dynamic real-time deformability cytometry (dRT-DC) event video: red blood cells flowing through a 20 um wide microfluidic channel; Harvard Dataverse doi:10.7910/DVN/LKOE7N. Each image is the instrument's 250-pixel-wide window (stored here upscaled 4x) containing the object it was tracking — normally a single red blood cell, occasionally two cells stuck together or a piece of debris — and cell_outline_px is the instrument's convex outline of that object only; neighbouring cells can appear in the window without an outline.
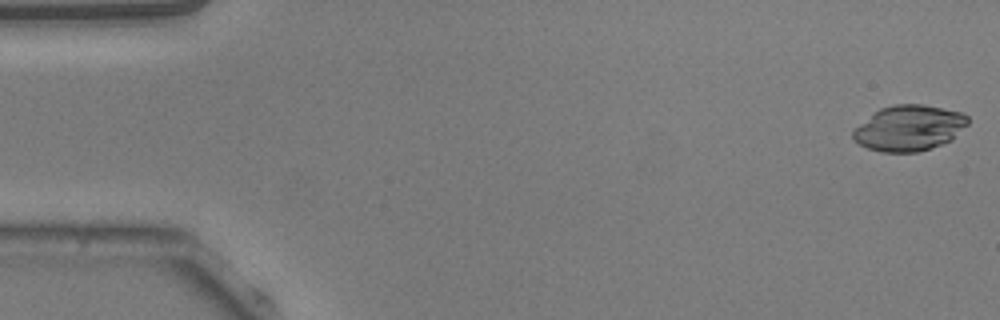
{"species": "common noctule bat (a hibernating species)", "species_latin": "Nyctalus noctula", "temperature_condition": "warm", "stored_images_in_passage": 52, "camera_frame_rate_fps": 3000, "um_per_image_px": 0.085, "animal": {"sex": "male", "body_mass_g": 20.5, "forearm_length_mm": 52.5}, "frame": {"image": 1, "passage_image": 1, "time_ms": 0.0, "image_size_px": [1000, 320], "cell_outline_px": [[968, 124], [952, 140], [932, 148], [916, 152], [880, 152], [868, 148], [860, 144], [852, 136], [852, 132], [860, 124], [880, 108], [896, 104], [924, 104], [960, 112], [968, 116]], "centroid_in_image_um": [77.3, 10.89], "position_along_channel_um": 7.7, "area_um2": 30.35}}
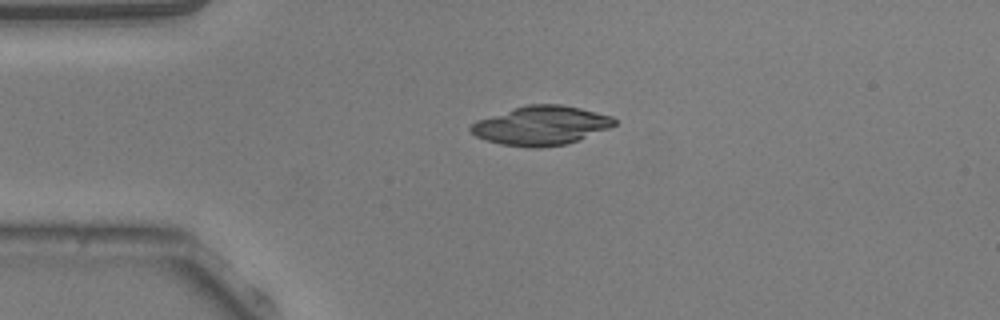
{"frame": {"image": 2, "passage_image": 12, "time_ms": 3.667, "image_size_px": [1000, 320], "cell_outline_px": [[616, 124], [608, 128], [580, 140], [564, 144], [540, 148], [528, 148], [500, 144], [476, 136], [468, 128], [476, 120], [528, 104], [560, 104], [580, 108], [612, 116], [616, 120]], "centroid_in_image_um": [46.0, 10.68], "position_along_channel_um": 39.0, "area_um2": 32.48}}
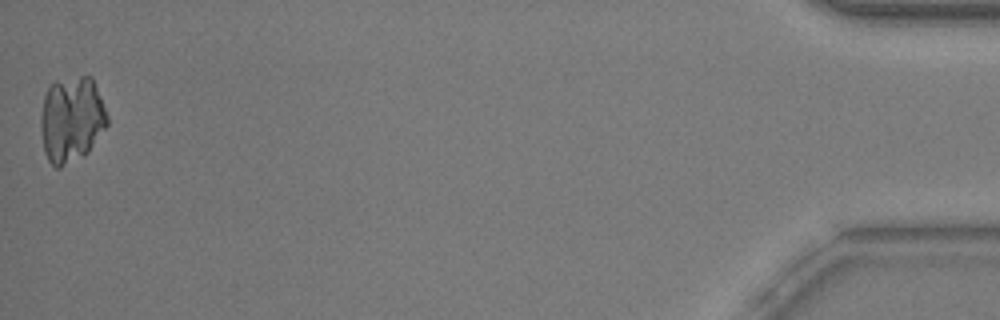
{"frame": {"image": 3, "passage_image": 52, "time_ms": 17.0, "image_size_px": [1000, 320], "cell_outline_px": [[108, 124], [88, 152], [84, 156], [60, 168], [56, 168], [48, 160], [44, 152], [40, 132], [40, 116], [44, 96], [48, 88], [56, 80], [80, 76], [92, 76], [108, 116]], "centroid_in_image_um": [6.06, 10.16], "position_along_channel_um": 429.1, "area_um2": 33.64}}